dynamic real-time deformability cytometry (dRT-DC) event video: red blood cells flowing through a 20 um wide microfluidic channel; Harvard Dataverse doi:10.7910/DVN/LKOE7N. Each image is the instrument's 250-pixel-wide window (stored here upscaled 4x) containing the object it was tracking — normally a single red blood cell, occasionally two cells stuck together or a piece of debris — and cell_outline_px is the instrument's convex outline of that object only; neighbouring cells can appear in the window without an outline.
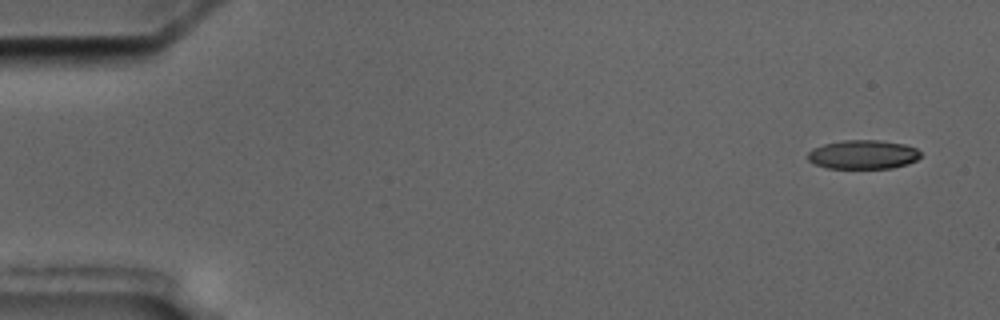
{"species": "common noctule bat (a hibernating species)", "species_latin": "Nyctalus noctula", "temperature_condition": "cold", "stored_images_in_passage": 5, "camera_frame_rate_fps": 3000, "um_per_image_px": 0.085, "animal": {"sex": "male", "body_mass_g": 17.5, "forearm_length_mm": 52.3}, "frame": {"image": 1, "passage_image": 1, "time_ms": 0.0, "image_size_px": [1000, 320], "cell_outline_px": [[920, 156], [916, 160], [908, 164], [892, 168], [828, 168], [816, 164], [808, 160], [808, 152], [812, 148], [824, 144], [844, 140], [880, 140], [904, 144], [916, 148], [920, 152]], "centroid_in_image_um": [73.36, 13.13], "position_along_channel_um": 11.6, "area_um2": 19.02}}
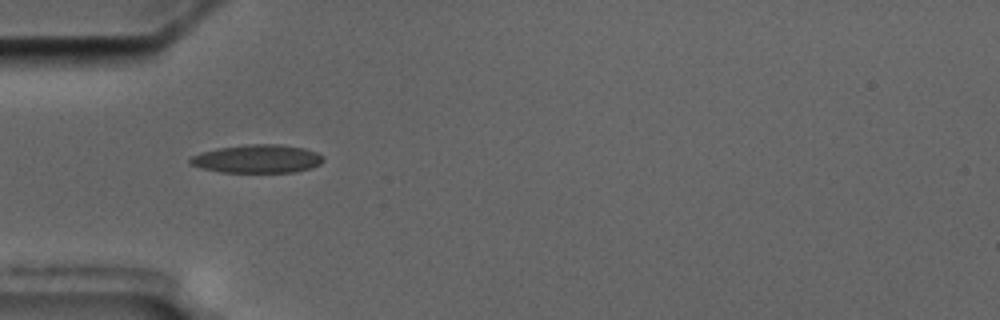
{"frame": {"image": 2, "passage_image": 5, "time_ms": 5.0, "image_size_px": [1000, 320], "cell_outline_px": [[324, 160], [320, 164], [308, 168], [292, 172], [220, 172], [204, 168], [192, 164], [188, 160], [192, 156], [200, 152], [216, 148], [244, 144], [280, 144], [304, 148], [316, 152], [324, 156]], "centroid_in_image_um": [21.87, 13.48], "position_along_channel_um": 63.1, "area_um2": 21.91}}